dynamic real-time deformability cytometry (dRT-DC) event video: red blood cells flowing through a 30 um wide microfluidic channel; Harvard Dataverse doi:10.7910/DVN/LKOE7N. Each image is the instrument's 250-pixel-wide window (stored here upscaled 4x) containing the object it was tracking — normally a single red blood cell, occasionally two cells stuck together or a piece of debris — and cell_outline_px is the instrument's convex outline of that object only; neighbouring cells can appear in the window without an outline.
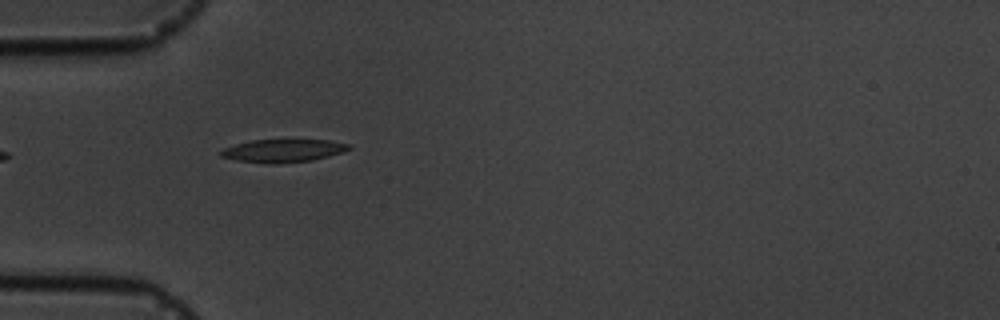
{"species": "common noctule bat (a hibernating species)", "species_latin": "Nyctalus noctula", "temperature_condition": "cold", "stored_images_in_passage": 4, "camera_frame_rate_fps": 3000, "um_per_image_px": 0.085, "animal": {"sex": "male", "body_mass_g": 19.5, "forearm_length_mm": 54.6}, "frame": {"image": 1, "passage_image": 1, "time_ms": 0.0, "image_size_px": [1000, 320], "cell_outline_px": [[352, 148], [344, 152], [312, 160], [272, 164], [268, 164], [240, 160], [220, 156], [220, 152], [224, 148], [236, 144], [252, 140], [328, 140], [352, 144]], "centroid_in_image_um": [24.12, 12.8], "position_along_channel_um": 60.9, "area_um2": 16.99}}
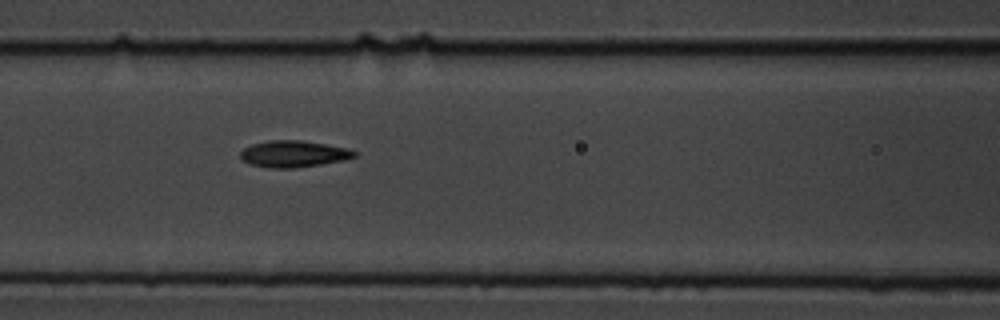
{"frame": {"image": 2, "passage_image": 3, "time_ms": 2.333, "image_size_px": [1000, 320], "cell_outline_px": [[356, 156], [344, 160], [320, 164], [292, 168], [272, 168], [252, 164], [244, 160], [240, 156], [240, 152], [244, 148], [252, 144], [268, 140], [300, 140], [348, 148], [356, 152]], "centroid_in_image_um": [24.95, 13.07], "position_along_channel_um": 141.6, "area_um2": 17.4}}
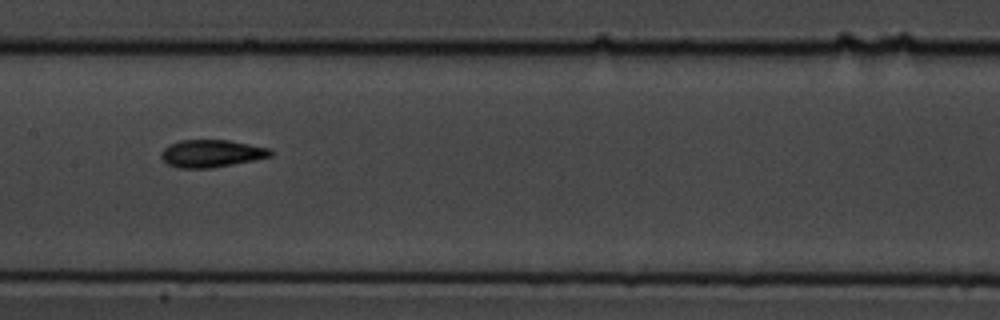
{"frame": {"image": 3, "passage_image": 4, "time_ms": 3.667, "image_size_px": [1000, 320], "cell_outline_px": [[272, 156], [212, 168], [180, 168], [168, 164], [160, 156], [160, 152], [168, 144], [180, 140], [228, 140], [268, 148], [272, 152]], "centroid_in_image_um": [17.92, 13.04], "position_along_channel_um": 189.5, "area_um2": 17.34}}